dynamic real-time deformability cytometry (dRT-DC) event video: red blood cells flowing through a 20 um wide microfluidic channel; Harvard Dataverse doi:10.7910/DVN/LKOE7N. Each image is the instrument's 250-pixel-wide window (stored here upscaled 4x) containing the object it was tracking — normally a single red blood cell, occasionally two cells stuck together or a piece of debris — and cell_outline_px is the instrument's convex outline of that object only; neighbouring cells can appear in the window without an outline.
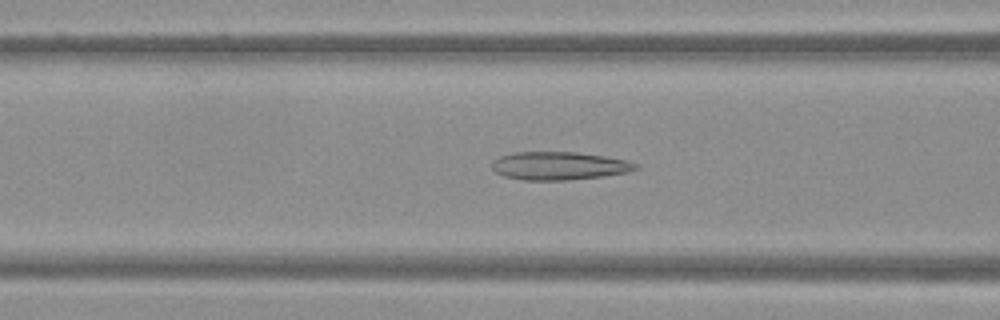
{"species": "Egyptian fruit bat (a non-hibernating species)", "species_latin": "Rousettus aegyptiacus", "temperature_condition": "warm", "stored_images_in_passage": 50, "camera_frame_rate_fps": 3000, "um_per_image_px": 0.085, "frame": {"image": 1, "passage_image": 20, "time_ms": 6.333, "image_size_px": [1000, 320], "cell_outline_px": [[640, 168], [628, 172], [604, 176], [568, 180], [524, 180], [504, 176], [496, 172], [492, 168], [492, 160], [500, 156], [512, 152], [576, 152], [604, 156], [628, 160], [640, 164]], "centroid_in_image_um": [47.55, 14.09], "position_along_channel_um": 119.0, "area_um2": 23.76}}
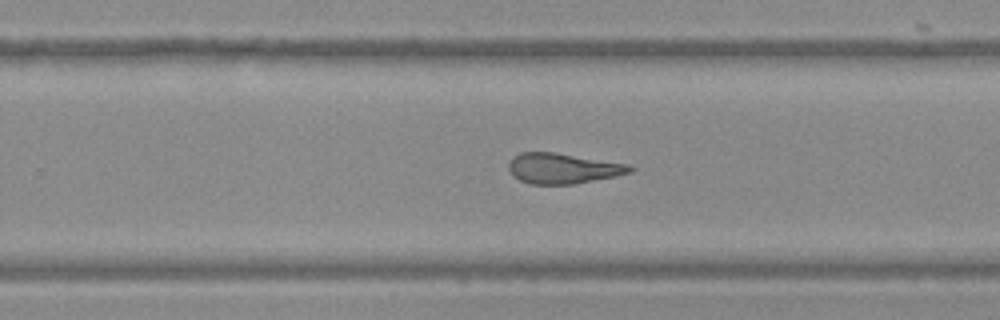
{"frame": {"image": 2, "passage_image": 32, "time_ms": 10.333, "image_size_px": [1000, 320], "cell_outline_px": [[636, 168], [632, 172], [616, 176], [572, 184], [532, 184], [520, 180], [512, 176], [508, 168], [508, 164], [512, 156], [520, 152], [552, 152], [628, 164]], "centroid_in_image_um": [47.82, 14.31], "position_along_channel_um": 282.0, "area_um2": 21.44}}
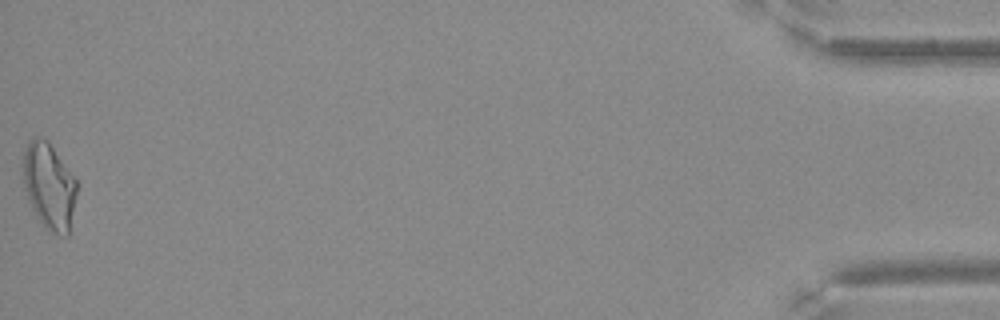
{"frame": {"image": 3, "passage_image": 50, "time_ms": 16.333, "image_size_px": [1000, 320], "cell_outline_px": [[76, 196], [68, 236], [56, 236], [48, 232], [36, 220], [28, 200], [24, 188], [24, 152], [28, 140], [32, 136], [36, 136], [48, 140], [76, 180]], "centroid_in_image_um": [4.16, 15.87], "position_along_channel_um": 431.0, "area_um2": 27.34}}